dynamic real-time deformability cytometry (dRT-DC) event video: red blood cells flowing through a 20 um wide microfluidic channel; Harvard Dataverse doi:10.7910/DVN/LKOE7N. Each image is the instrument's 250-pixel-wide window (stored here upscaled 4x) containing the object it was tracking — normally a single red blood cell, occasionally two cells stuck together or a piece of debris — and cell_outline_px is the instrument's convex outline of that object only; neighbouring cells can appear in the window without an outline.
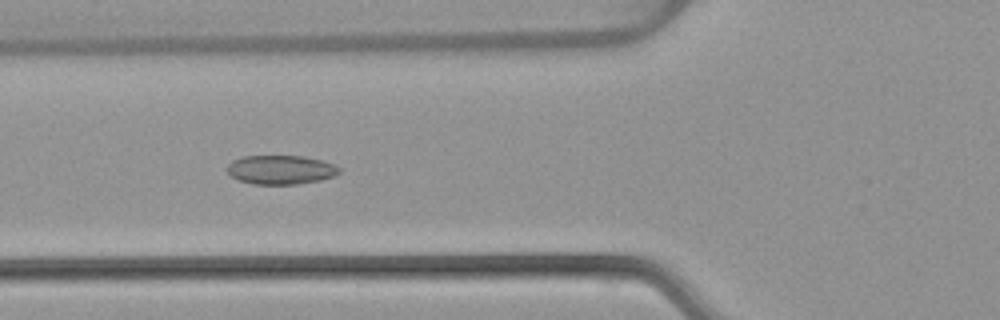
{"species": "common noctule bat (a hibernating species)", "species_latin": "Nyctalus noctula", "temperature_condition": "warm", "stored_images_in_passage": 54, "camera_frame_rate_fps": 3000, "um_per_image_px": 0.085, "animal": {"sex": "female", "body_mass_g": 22.7, "forearm_length_mm": 54.2}, "frame": {"image": 1, "passage_image": 20, "time_ms": 6.333, "image_size_px": [1000, 320], "cell_outline_px": [[340, 172], [332, 176], [320, 180], [296, 184], [252, 184], [240, 180], [232, 176], [224, 168], [232, 160], [244, 156], [304, 156], [320, 160], [332, 164], [340, 168]], "centroid_in_image_um": [23.82, 14.42], "position_along_channel_um": 102.0, "area_um2": 18.84}}
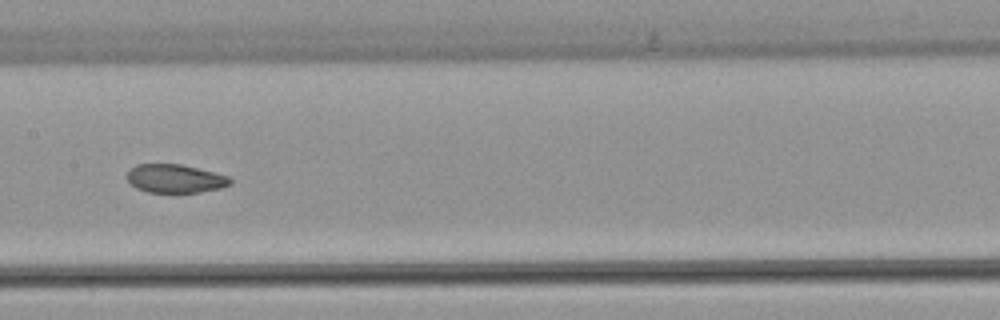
{"frame": {"image": 2, "passage_image": 27, "time_ms": 8.667, "image_size_px": [1000, 320], "cell_outline_px": [[232, 184], [220, 188], [200, 192], [148, 192], [136, 188], [128, 180], [128, 168], [136, 164], [180, 164], [228, 176], [232, 180]], "centroid_in_image_um": [14.87, 15.18], "position_along_channel_um": 192.5, "area_um2": 16.99}}
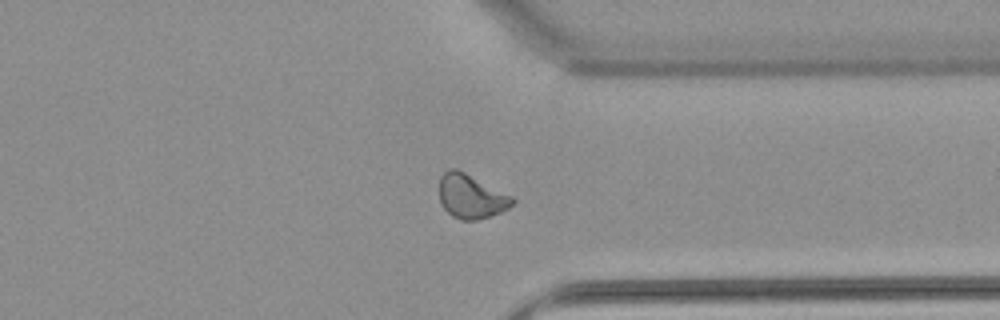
{"frame": {"image": 3, "passage_image": 41, "time_ms": 13.333, "image_size_px": [1000, 320], "cell_outline_px": [[516, 200], [508, 208], [500, 212], [476, 220], [460, 220], [452, 216], [440, 204], [440, 176], [448, 168], [456, 168], [512, 196]], "centroid_in_image_um": [40.01, 16.69], "position_along_channel_um": 371.4, "area_um2": 18.61}, "authors_computed_cell_mechanics": {"area_um2": 19.1318, "velocity_mm_per_s": 3.8727, "shape_relaxation_time_tau1_ms": null, "shape_relaxation_time_tau2_ms": 1.637, "deformation_change_tau1": null, "deformation_change_tau2": 0.0681}}